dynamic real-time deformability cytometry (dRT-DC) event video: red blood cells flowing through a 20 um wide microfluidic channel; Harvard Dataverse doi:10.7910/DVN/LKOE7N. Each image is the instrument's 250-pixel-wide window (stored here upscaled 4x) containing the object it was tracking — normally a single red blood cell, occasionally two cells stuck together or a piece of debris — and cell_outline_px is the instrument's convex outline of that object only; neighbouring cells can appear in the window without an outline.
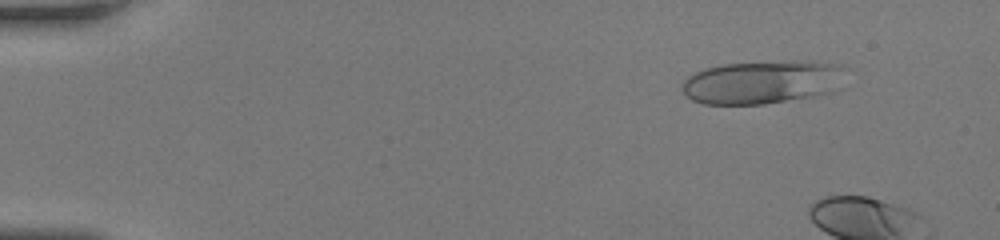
{"species": "human", "species_latin": "Homo sapiens", "temperature_condition": "room temperature", "stored_images_in_passage": 12, "camera_frame_rate_fps": 3000, "um_per_image_px": 0.085, "donor": {"sex": "female"}, "frame": {"image": 1, "passage_image": 6, "time_ms": 1.667, "image_size_px": [1000, 240], "cell_outline_px": [[840, 68], [832, 92], [812, 96], [764, 104], [704, 104], [692, 100], [684, 96], [684, 80], [688, 76], [704, 68], [720, 64], [840, 64]], "centroid_in_image_um": [64.56, 7.05], "position_along_channel_um": 20.4, "area_um2": 38.78}}